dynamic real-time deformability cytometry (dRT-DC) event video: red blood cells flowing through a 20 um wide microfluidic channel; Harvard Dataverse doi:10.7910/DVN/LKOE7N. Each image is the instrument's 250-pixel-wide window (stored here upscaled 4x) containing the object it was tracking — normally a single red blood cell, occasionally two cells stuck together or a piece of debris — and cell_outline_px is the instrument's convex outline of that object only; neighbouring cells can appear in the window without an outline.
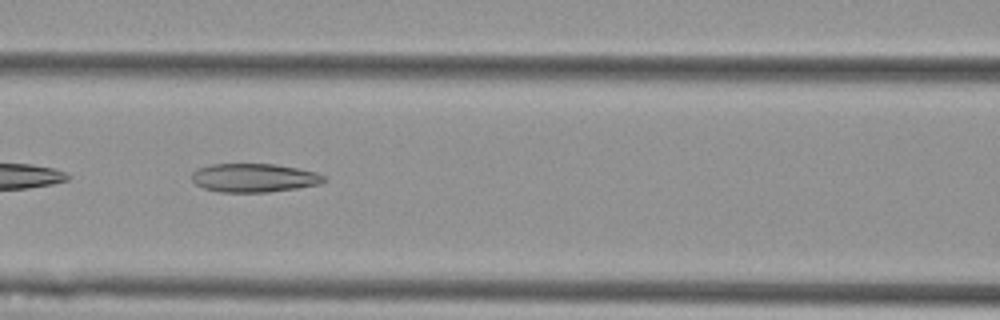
{"species": "Egyptian fruit bat (a non-hibernating species)", "species_latin": "Rousettus aegyptiacus", "temperature_condition": "cold", "stored_images_in_passage": 23, "camera_frame_rate_fps": 3000, "um_per_image_px": 0.085, "animal": {"sex": "female"}, "frame": {"image": 1, "passage_image": 7, "time_ms": 2.0, "image_size_px": [1000, 320], "cell_outline_px": [[328, 180], [320, 184], [296, 188], [268, 192], [220, 192], [204, 188], [196, 184], [192, 180], [192, 172], [196, 168], [208, 164], [276, 164], [300, 168], [316, 172], [328, 176]], "centroid_in_image_um": [21.63, 15.1], "position_along_channel_um": 145.0, "area_um2": 22.37}}
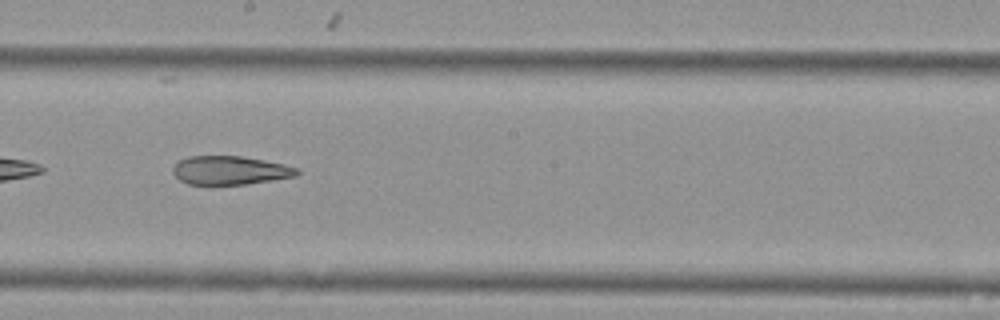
{"frame": {"image": 2, "passage_image": 14, "time_ms": 4.333, "image_size_px": [1000, 320], "cell_outline_px": [[300, 172], [296, 176], [272, 180], [244, 184], [188, 184], [180, 180], [172, 172], [172, 168], [180, 160], [188, 156], [240, 156], [264, 160], [284, 164], [300, 168]], "centroid_in_image_um": [19.57, 14.47], "position_along_channel_um": 228.6, "area_um2": 20.63}}
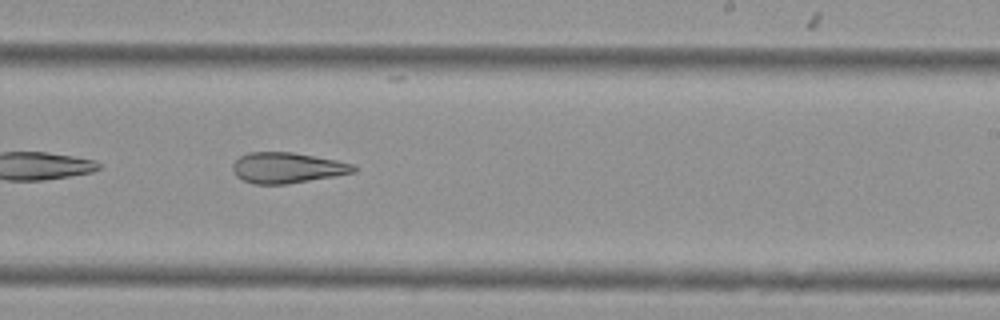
{"frame": {"image": 3, "passage_image": 17, "time_ms": 5.333, "image_size_px": [1000, 320], "cell_outline_px": [[356, 172], [336, 176], [288, 184], [252, 184], [236, 176], [232, 168], [232, 164], [240, 156], [248, 152], [292, 152], [336, 160], [356, 164]], "centroid_in_image_um": [24.42, 14.26], "position_along_channel_um": 264.6, "area_um2": 21.73}}